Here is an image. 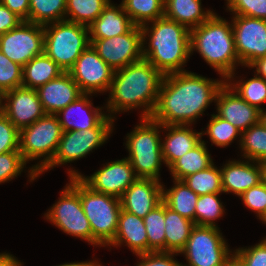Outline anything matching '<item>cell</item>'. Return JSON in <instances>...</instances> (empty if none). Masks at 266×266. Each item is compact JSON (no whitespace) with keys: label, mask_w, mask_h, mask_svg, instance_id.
<instances>
[{"label":"cell","mask_w":266,"mask_h":266,"mask_svg":"<svg viewBox=\"0 0 266 266\" xmlns=\"http://www.w3.org/2000/svg\"><path fill=\"white\" fill-rule=\"evenodd\" d=\"M225 79L183 71L164 75L151 118L162 125H190L216 100Z\"/></svg>","instance_id":"6da1fadb"},{"label":"cell","mask_w":266,"mask_h":266,"mask_svg":"<svg viewBox=\"0 0 266 266\" xmlns=\"http://www.w3.org/2000/svg\"><path fill=\"white\" fill-rule=\"evenodd\" d=\"M164 75L145 58L114 71L106 109L115 118L118 112L142 108L141 118L155 110ZM144 107V108H143Z\"/></svg>","instance_id":"7a4b0ae2"},{"label":"cell","mask_w":266,"mask_h":266,"mask_svg":"<svg viewBox=\"0 0 266 266\" xmlns=\"http://www.w3.org/2000/svg\"><path fill=\"white\" fill-rule=\"evenodd\" d=\"M151 23L150 27L149 23L141 26L142 57L163 75L186 71L182 68L191 55L190 30L166 17Z\"/></svg>","instance_id":"3957f363"},{"label":"cell","mask_w":266,"mask_h":266,"mask_svg":"<svg viewBox=\"0 0 266 266\" xmlns=\"http://www.w3.org/2000/svg\"><path fill=\"white\" fill-rule=\"evenodd\" d=\"M190 46L191 54L196 50L222 79L232 81L235 69L241 63L230 22L213 13L205 22L190 30Z\"/></svg>","instance_id":"277c9868"},{"label":"cell","mask_w":266,"mask_h":266,"mask_svg":"<svg viewBox=\"0 0 266 266\" xmlns=\"http://www.w3.org/2000/svg\"><path fill=\"white\" fill-rule=\"evenodd\" d=\"M69 179V184L80 195L83 211L90 222L92 245L108 246L116 235L120 198L93 191L79 177Z\"/></svg>","instance_id":"5b68a950"},{"label":"cell","mask_w":266,"mask_h":266,"mask_svg":"<svg viewBox=\"0 0 266 266\" xmlns=\"http://www.w3.org/2000/svg\"><path fill=\"white\" fill-rule=\"evenodd\" d=\"M141 123L127 134L126 157L138 178L155 179L160 181L161 162L164 163L159 129L162 124L150 118H140Z\"/></svg>","instance_id":"8992f818"},{"label":"cell","mask_w":266,"mask_h":266,"mask_svg":"<svg viewBox=\"0 0 266 266\" xmlns=\"http://www.w3.org/2000/svg\"><path fill=\"white\" fill-rule=\"evenodd\" d=\"M63 130L56 115L45 114L33 124L19 130V151L27 163L41 158V162L30 167V181L51 162L62 137Z\"/></svg>","instance_id":"52a82bcc"},{"label":"cell","mask_w":266,"mask_h":266,"mask_svg":"<svg viewBox=\"0 0 266 266\" xmlns=\"http://www.w3.org/2000/svg\"><path fill=\"white\" fill-rule=\"evenodd\" d=\"M44 53L64 72H68L91 44L88 26L67 20L43 26Z\"/></svg>","instance_id":"ba28073f"},{"label":"cell","mask_w":266,"mask_h":266,"mask_svg":"<svg viewBox=\"0 0 266 266\" xmlns=\"http://www.w3.org/2000/svg\"><path fill=\"white\" fill-rule=\"evenodd\" d=\"M113 119L107 116L97 127L80 131H65L58 143L57 150L51 162L38 174L54 166L67 164L85 157L93 149L104 144L113 130Z\"/></svg>","instance_id":"9c48e42d"},{"label":"cell","mask_w":266,"mask_h":266,"mask_svg":"<svg viewBox=\"0 0 266 266\" xmlns=\"http://www.w3.org/2000/svg\"><path fill=\"white\" fill-rule=\"evenodd\" d=\"M228 247L218 227L195 225L180 252L188 265L181 266H224L233 255Z\"/></svg>","instance_id":"30bf717a"},{"label":"cell","mask_w":266,"mask_h":266,"mask_svg":"<svg viewBox=\"0 0 266 266\" xmlns=\"http://www.w3.org/2000/svg\"><path fill=\"white\" fill-rule=\"evenodd\" d=\"M64 187L59 200L44 217L64 233L92 244V229L83 211L80 195L70 184Z\"/></svg>","instance_id":"8fae6325"},{"label":"cell","mask_w":266,"mask_h":266,"mask_svg":"<svg viewBox=\"0 0 266 266\" xmlns=\"http://www.w3.org/2000/svg\"><path fill=\"white\" fill-rule=\"evenodd\" d=\"M0 51L24 67L32 58L44 53L43 25L23 21L18 27L0 35Z\"/></svg>","instance_id":"7c38bea8"},{"label":"cell","mask_w":266,"mask_h":266,"mask_svg":"<svg viewBox=\"0 0 266 266\" xmlns=\"http://www.w3.org/2000/svg\"><path fill=\"white\" fill-rule=\"evenodd\" d=\"M98 55L114 70L141 60L142 31L135 25L129 32L106 39H90Z\"/></svg>","instance_id":"4fadbf2b"},{"label":"cell","mask_w":266,"mask_h":266,"mask_svg":"<svg viewBox=\"0 0 266 266\" xmlns=\"http://www.w3.org/2000/svg\"><path fill=\"white\" fill-rule=\"evenodd\" d=\"M84 94L109 92L114 70L90 44L68 71Z\"/></svg>","instance_id":"5bb4252c"},{"label":"cell","mask_w":266,"mask_h":266,"mask_svg":"<svg viewBox=\"0 0 266 266\" xmlns=\"http://www.w3.org/2000/svg\"><path fill=\"white\" fill-rule=\"evenodd\" d=\"M231 24L239 61L249 68L257 59L266 56V20L234 15Z\"/></svg>","instance_id":"9a60e30c"},{"label":"cell","mask_w":266,"mask_h":266,"mask_svg":"<svg viewBox=\"0 0 266 266\" xmlns=\"http://www.w3.org/2000/svg\"><path fill=\"white\" fill-rule=\"evenodd\" d=\"M69 177H79L93 191L120 198L125 190L138 179L127 158L109 162L91 176H83L76 170L67 172Z\"/></svg>","instance_id":"2e32d148"},{"label":"cell","mask_w":266,"mask_h":266,"mask_svg":"<svg viewBox=\"0 0 266 266\" xmlns=\"http://www.w3.org/2000/svg\"><path fill=\"white\" fill-rule=\"evenodd\" d=\"M1 111L18 129L33 124L46 113L37 90L18 87L4 93Z\"/></svg>","instance_id":"e0dca14e"},{"label":"cell","mask_w":266,"mask_h":266,"mask_svg":"<svg viewBox=\"0 0 266 266\" xmlns=\"http://www.w3.org/2000/svg\"><path fill=\"white\" fill-rule=\"evenodd\" d=\"M217 116L241 132L260 122V110L243 100L226 82L216 96Z\"/></svg>","instance_id":"ac0fdd59"},{"label":"cell","mask_w":266,"mask_h":266,"mask_svg":"<svg viewBox=\"0 0 266 266\" xmlns=\"http://www.w3.org/2000/svg\"><path fill=\"white\" fill-rule=\"evenodd\" d=\"M162 190L160 181L138 178L120 197L121 209L144 218L162 202Z\"/></svg>","instance_id":"d6986e66"},{"label":"cell","mask_w":266,"mask_h":266,"mask_svg":"<svg viewBox=\"0 0 266 266\" xmlns=\"http://www.w3.org/2000/svg\"><path fill=\"white\" fill-rule=\"evenodd\" d=\"M37 93L45 113L52 115H56L83 94L69 72H63L42 85Z\"/></svg>","instance_id":"ffe728a7"},{"label":"cell","mask_w":266,"mask_h":266,"mask_svg":"<svg viewBox=\"0 0 266 266\" xmlns=\"http://www.w3.org/2000/svg\"><path fill=\"white\" fill-rule=\"evenodd\" d=\"M90 95L83 93L56 114L63 132L95 128L108 116L102 112V107L93 108ZM61 114L64 117H60Z\"/></svg>","instance_id":"44dd1931"},{"label":"cell","mask_w":266,"mask_h":266,"mask_svg":"<svg viewBox=\"0 0 266 266\" xmlns=\"http://www.w3.org/2000/svg\"><path fill=\"white\" fill-rule=\"evenodd\" d=\"M244 161L245 160L228 161V163L220 169L222 174L223 193L231 192L240 196L246 190L262 181L260 162H251L249 159Z\"/></svg>","instance_id":"7402d4cb"},{"label":"cell","mask_w":266,"mask_h":266,"mask_svg":"<svg viewBox=\"0 0 266 266\" xmlns=\"http://www.w3.org/2000/svg\"><path fill=\"white\" fill-rule=\"evenodd\" d=\"M127 245L135 255L148 253L144 219L121 209L116 235L108 246Z\"/></svg>","instance_id":"603a6c76"},{"label":"cell","mask_w":266,"mask_h":266,"mask_svg":"<svg viewBox=\"0 0 266 266\" xmlns=\"http://www.w3.org/2000/svg\"><path fill=\"white\" fill-rule=\"evenodd\" d=\"M189 127L190 125H162L163 130L168 131L161 142L162 156L167 167L202 141L201 132Z\"/></svg>","instance_id":"cb8c5ba5"},{"label":"cell","mask_w":266,"mask_h":266,"mask_svg":"<svg viewBox=\"0 0 266 266\" xmlns=\"http://www.w3.org/2000/svg\"><path fill=\"white\" fill-rule=\"evenodd\" d=\"M135 24L123 10L122 4L111 1L99 17L88 26L90 39H106L129 32Z\"/></svg>","instance_id":"d4e9b609"},{"label":"cell","mask_w":266,"mask_h":266,"mask_svg":"<svg viewBox=\"0 0 266 266\" xmlns=\"http://www.w3.org/2000/svg\"><path fill=\"white\" fill-rule=\"evenodd\" d=\"M213 13L202 9L201 0H164V17L189 30L205 22Z\"/></svg>","instance_id":"484cf974"},{"label":"cell","mask_w":266,"mask_h":266,"mask_svg":"<svg viewBox=\"0 0 266 266\" xmlns=\"http://www.w3.org/2000/svg\"><path fill=\"white\" fill-rule=\"evenodd\" d=\"M64 71L45 53L32 58L22 71V87L37 90Z\"/></svg>","instance_id":"4316f807"},{"label":"cell","mask_w":266,"mask_h":266,"mask_svg":"<svg viewBox=\"0 0 266 266\" xmlns=\"http://www.w3.org/2000/svg\"><path fill=\"white\" fill-rule=\"evenodd\" d=\"M195 226L165 204V252L180 253L186 246L192 228Z\"/></svg>","instance_id":"83f0119b"},{"label":"cell","mask_w":266,"mask_h":266,"mask_svg":"<svg viewBox=\"0 0 266 266\" xmlns=\"http://www.w3.org/2000/svg\"><path fill=\"white\" fill-rule=\"evenodd\" d=\"M174 186L162 190V201L168 208L179 213L195 224V207L198 195L194 193L183 180L173 179Z\"/></svg>","instance_id":"f1b7e54d"},{"label":"cell","mask_w":266,"mask_h":266,"mask_svg":"<svg viewBox=\"0 0 266 266\" xmlns=\"http://www.w3.org/2000/svg\"><path fill=\"white\" fill-rule=\"evenodd\" d=\"M206 142L202 140L196 147L175 160L168 168L172 177L183 180L185 177L204 170L213 164Z\"/></svg>","instance_id":"f546056e"},{"label":"cell","mask_w":266,"mask_h":266,"mask_svg":"<svg viewBox=\"0 0 266 266\" xmlns=\"http://www.w3.org/2000/svg\"><path fill=\"white\" fill-rule=\"evenodd\" d=\"M110 1L111 0H66L65 20L89 26L99 17Z\"/></svg>","instance_id":"4dcf8cb0"},{"label":"cell","mask_w":266,"mask_h":266,"mask_svg":"<svg viewBox=\"0 0 266 266\" xmlns=\"http://www.w3.org/2000/svg\"><path fill=\"white\" fill-rule=\"evenodd\" d=\"M121 4L137 26L164 17V0H122Z\"/></svg>","instance_id":"1f68e13d"},{"label":"cell","mask_w":266,"mask_h":266,"mask_svg":"<svg viewBox=\"0 0 266 266\" xmlns=\"http://www.w3.org/2000/svg\"><path fill=\"white\" fill-rule=\"evenodd\" d=\"M66 0H30L29 22L46 25L65 20Z\"/></svg>","instance_id":"d6a6232c"},{"label":"cell","mask_w":266,"mask_h":266,"mask_svg":"<svg viewBox=\"0 0 266 266\" xmlns=\"http://www.w3.org/2000/svg\"><path fill=\"white\" fill-rule=\"evenodd\" d=\"M239 144L245 159L266 161V127L261 122L243 131Z\"/></svg>","instance_id":"836d02e7"},{"label":"cell","mask_w":266,"mask_h":266,"mask_svg":"<svg viewBox=\"0 0 266 266\" xmlns=\"http://www.w3.org/2000/svg\"><path fill=\"white\" fill-rule=\"evenodd\" d=\"M148 252H165V203L162 201L144 218Z\"/></svg>","instance_id":"e575fe53"},{"label":"cell","mask_w":266,"mask_h":266,"mask_svg":"<svg viewBox=\"0 0 266 266\" xmlns=\"http://www.w3.org/2000/svg\"><path fill=\"white\" fill-rule=\"evenodd\" d=\"M183 181L198 196L223 192L221 170L214 166V163L204 170L185 177Z\"/></svg>","instance_id":"d590c367"},{"label":"cell","mask_w":266,"mask_h":266,"mask_svg":"<svg viewBox=\"0 0 266 266\" xmlns=\"http://www.w3.org/2000/svg\"><path fill=\"white\" fill-rule=\"evenodd\" d=\"M240 79L236 83L226 81V83L246 102L257 107L259 110L261 104L266 102V80L255 74L249 80Z\"/></svg>","instance_id":"8d00e7d4"},{"label":"cell","mask_w":266,"mask_h":266,"mask_svg":"<svg viewBox=\"0 0 266 266\" xmlns=\"http://www.w3.org/2000/svg\"><path fill=\"white\" fill-rule=\"evenodd\" d=\"M219 194H205L198 197L195 207V225L217 227L214 221L223 217L225 212L218 198Z\"/></svg>","instance_id":"74e56055"},{"label":"cell","mask_w":266,"mask_h":266,"mask_svg":"<svg viewBox=\"0 0 266 266\" xmlns=\"http://www.w3.org/2000/svg\"><path fill=\"white\" fill-rule=\"evenodd\" d=\"M211 119L209 124H207L206 131H201V134H207L209 136L210 141L218 146V147H226L236 140L238 136L241 135L242 132L235 126H233L230 122L220 118L216 114L211 115Z\"/></svg>","instance_id":"f35d334b"},{"label":"cell","mask_w":266,"mask_h":266,"mask_svg":"<svg viewBox=\"0 0 266 266\" xmlns=\"http://www.w3.org/2000/svg\"><path fill=\"white\" fill-rule=\"evenodd\" d=\"M23 67L11 61L0 51V90L7 91L22 86Z\"/></svg>","instance_id":"ab89813d"},{"label":"cell","mask_w":266,"mask_h":266,"mask_svg":"<svg viewBox=\"0 0 266 266\" xmlns=\"http://www.w3.org/2000/svg\"><path fill=\"white\" fill-rule=\"evenodd\" d=\"M26 164L20 151L0 154V184L11 181L21 174Z\"/></svg>","instance_id":"60d3db41"},{"label":"cell","mask_w":266,"mask_h":266,"mask_svg":"<svg viewBox=\"0 0 266 266\" xmlns=\"http://www.w3.org/2000/svg\"><path fill=\"white\" fill-rule=\"evenodd\" d=\"M228 11L233 15L266 20V0H226Z\"/></svg>","instance_id":"b9f144b4"},{"label":"cell","mask_w":266,"mask_h":266,"mask_svg":"<svg viewBox=\"0 0 266 266\" xmlns=\"http://www.w3.org/2000/svg\"><path fill=\"white\" fill-rule=\"evenodd\" d=\"M243 203L247 208L256 212L259 219H263L266 215V185L261 181L257 185L246 190L241 194Z\"/></svg>","instance_id":"7bdbcfd3"},{"label":"cell","mask_w":266,"mask_h":266,"mask_svg":"<svg viewBox=\"0 0 266 266\" xmlns=\"http://www.w3.org/2000/svg\"><path fill=\"white\" fill-rule=\"evenodd\" d=\"M19 151V130L0 110V154Z\"/></svg>","instance_id":"ee69618b"},{"label":"cell","mask_w":266,"mask_h":266,"mask_svg":"<svg viewBox=\"0 0 266 266\" xmlns=\"http://www.w3.org/2000/svg\"><path fill=\"white\" fill-rule=\"evenodd\" d=\"M233 253L245 266H266V238L252 247H242L234 250Z\"/></svg>","instance_id":"f6af8a7d"},{"label":"cell","mask_w":266,"mask_h":266,"mask_svg":"<svg viewBox=\"0 0 266 266\" xmlns=\"http://www.w3.org/2000/svg\"><path fill=\"white\" fill-rule=\"evenodd\" d=\"M178 253L173 252H148L137 255L141 261L136 266H181L173 257Z\"/></svg>","instance_id":"bcb514c9"},{"label":"cell","mask_w":266,"mask_h":266,"mask_svg":"<svg viewBox=\"0 0 266 266\" xmlns=\"http://www.w3.org/2000/svg\"><path fill=\"white\" fill-rule=\"evenodd\" d=\"M24 20L0 2V35L18 27Z\"/></svg>","instance_id":"7dc6e473"},{"label":"cell","mask_w":266,"mask_h":266,"mask_svg":"<svg viewBox=\"0 0 266 266\" xmlns=\"http://www.w3.org/2000/svg\"><path fill=\"white\" fill-rule=\"evenodd\" d=\"M0 2L24 21L29 22L30 0H0Z\"/></svg>","instance_id":"c3c4849f"},{"label":"cell","mask_w":266,"mask_h":266,"mask_svg":"<svg viewBox=\"0 0 266 266\" xmlns=\"http://www.w3.org/2000/svg\"><path fill=\"white\" fill-rule=\"evenodd\" d=\"M249 67L256 68L255 73L266 80V56L257 59Z\"/></svg>","instance_id":"681fc988"},{"label":"cell","mask_w":266,"mask_h":266,"mask_svg":"<svg viewBox=\"0 0 266 266\" xmlns=\"http://www.w3.org/2000/svg\"><path fill=\"white\" fill-rule=\"evenodd\" d=\"M22 262L18 261L13 255L8 253H0V266H22Z\"/></svg>","instance_id":"f907efd6"},{"label":"cell","mask_w":266,"mask_h":266,"mask_svg":"<svg viewBox=\"0 0 266 266\" xmlns=\"http://www.w3.org/2000/svg\"><path fill=\"white\" fill-rule=\"evenodd\" d=\"M96 260L93 261H87V262H73V263H65V264H61L58 266H102L99 262H95ZM57 266V265H56Z\"/></svg>","instance_id":"816d5d0a"},{"label":"cell","mask_w":266,"mask_h":266,"mask_svg":"<svg viewBox=\"0 0 266 266\" xmlns=\"http://www.w3.org/2000/svg\"><path fill=\"white\" fill-rule=\"evenodd\" d=\"M224 266H245L244 263L233 253Z\"/></svg>","instance_id":"f5cc1de1"},{"label":"cell","mask_w":266,"mask_h":266,"mask_svg":"<svg viewBox=\"0 0 266 266\" xmlns=\"http://www.w3.org/2000/svg\"><path fill=\"white\" fill-rule=\"evenodd\" d=\"M261 165V180L266 185V161L260 163Z\"/></svg>","instance_id":"db71d44e"},{"label":"cell","mask_w":266,"mask_h":266,"mask_svg":"<svg viewBox=\"0 0 266 266\" xmlns=\"http://www.w3.org/2000/svg\"><path fill=\"white\" fill-rule=\"evenodd\" d=\"M260 122L266 127V109L260 110Z\"/></svg>","instance_id":"11a10c76"},{"label":"cell","mask_w":266,"mask_h":266,"mask_svg":"<svg viewBox=\"0 0 266 266\" xmlns=\"http://www.w3.org/2000/svg\"><path fill=\"white\" fill-rule=\"evenodd\" d=\"M3 96H4V94L0 90V110L2 109Z\"/></svg>","instance_id":"9f6ffc18"},{"label":"cell","mask_w":266,"mask_h":266,"mask_svg":"<svg viewBox=\"0 0 266 266\" xmlns=\"http://www.w3.org/2000/svg\"><path fill=\"white\" fill-rule=\"evenodd\" d=\"M261 221H262V223H264L266 225V215Z\"/></svg>","instance_id":"6f0895ef"}]
</instances>
